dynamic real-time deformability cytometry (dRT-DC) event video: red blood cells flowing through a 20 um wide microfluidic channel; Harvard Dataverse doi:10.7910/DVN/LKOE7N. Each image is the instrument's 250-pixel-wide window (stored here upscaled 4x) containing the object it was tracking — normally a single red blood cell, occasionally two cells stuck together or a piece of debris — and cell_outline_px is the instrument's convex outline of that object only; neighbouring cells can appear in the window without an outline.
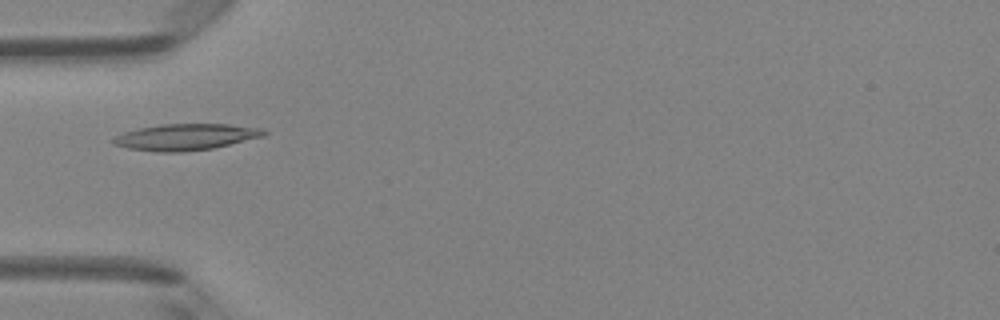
{"species": "Egyptian fruit bat (a non-hibernating species)", "species_latin": "Rousettus aegyptiacus", "temperature_condition": "room temperature", "stored_images_in_passage": 4, "camera_frame_rate_fps": 3000, "um_per_image_px": 0.085, "animal": {"sex": "female"}, "frame": {"image": 1, "passage_image": 4, "time_ms": 1.0, "image_size_px": [1000, 320], "cell_outline_px": [[268, 132], [264, 136], [212, 148], [180, 152], [156, 152], [128, 148], [112, 144], [112, 140], [116, 136], [124, 132], [140, 128], [160, 124], [228, 124], [260, 128]], "centroid_in_image_um": [15.77, 11.64], "position_along_channel_um": 69.2, "area_um2": 22.95}}